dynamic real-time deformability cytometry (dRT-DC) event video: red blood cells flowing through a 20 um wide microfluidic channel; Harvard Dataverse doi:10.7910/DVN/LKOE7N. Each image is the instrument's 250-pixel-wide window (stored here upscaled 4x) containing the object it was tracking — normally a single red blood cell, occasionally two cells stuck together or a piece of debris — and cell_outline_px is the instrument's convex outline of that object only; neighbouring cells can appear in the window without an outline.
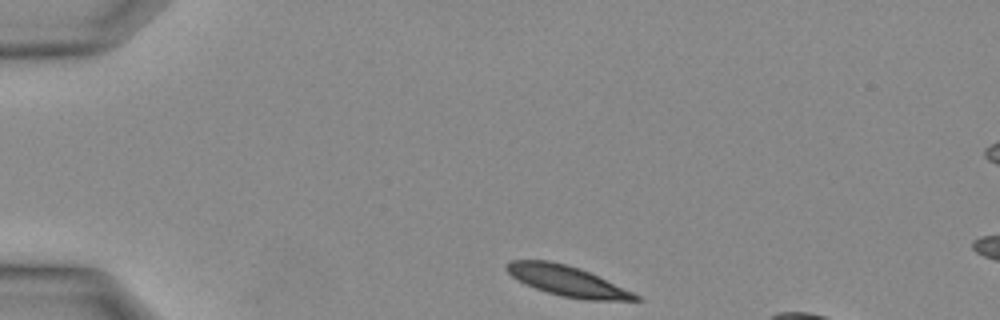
{"species": "Egyptian fruit bat (a non-hibernating species)", "species_latin": "Rousettus aegyptiacus", "temperature_condition": "warm", "stored_images_in_passage": 5, "camera_frame_rate_fps": 3000, "um_per_image_px": 0.085, "animal": {"sex": "female"}, "frame": {"image": 1, "passage_image": 1, "time_ms": 0.0, "image_size_px": [1000, 320], "cell_outline_px": [[644, 300], [588, 300], [560, 296], [524, 284], [512, 276], [504, 268], [504, 264], [508, 260], [548, 260], [580, 268], [632, 292], [640, 296]], "centroid_in_image_um": [48.15, 23.87], "position_along_channel_um": 36.8, "area_um2": 22.54}}